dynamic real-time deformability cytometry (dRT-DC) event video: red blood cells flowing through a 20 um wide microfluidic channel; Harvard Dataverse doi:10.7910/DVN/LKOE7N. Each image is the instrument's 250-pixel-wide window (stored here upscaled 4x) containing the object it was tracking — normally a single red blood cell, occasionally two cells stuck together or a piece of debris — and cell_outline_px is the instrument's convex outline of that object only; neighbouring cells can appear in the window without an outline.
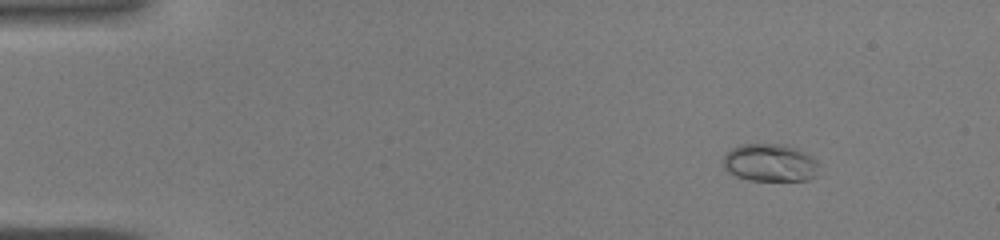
{"species": "common noctule bat (a hibernating species)", "species_latin": "Nyctalus noctula", "temperature_condition": "warm", "stored_images_in_passage": 33, "camera_frame_rate_fps": 3000, "um_per_image_px": 0.085, "animal": {"sex": "male", "body_mass_g": 19.0, "forearm_length_mm": 50.8}, "frame": {"image": 1, "passage_image": 6, "time_ms": 1.667, "image_size_px": [1000, 240], "cell_outline_px": [[820, 164], [816, 176], [808, 180], [752, 180], [736, 176], [728, 172], [724, 168], [724, 156], [732, 148], [740, 144], [788, 144], [800, 148], [812, 156]], "centroid_in_image_um": [65.51, 13.82], "position_along_channel_um": 19.5, "area_um2": 21.33}}
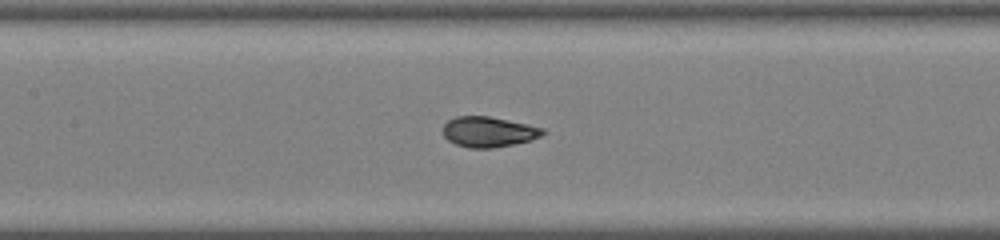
{"frame": {"image": 2, "passage_image": 22, "time_ms": 7.0, "image_size_px": [1000, 240], "cell_outline_px": [[548, 132], [532, 140], [492, 148], [468, 148], [456, 144], [448, 140], [444, 136], [444, 124], [448, 120], [456, 116], [488, 116], [528, 124], [544, 128]], "centroid_in_image_um": [41.55, 11.2], "position_along_channel_um": 165.9, "area_um2": 17.69}}
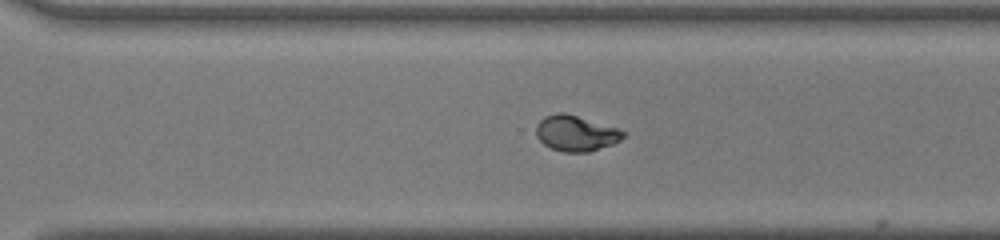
{"frame": {"image": 3, "passage_image": 32, "time_ms": 10.333, "image_size_px": [1000, 240], "cell_outline_px": [[624, 136], [620, 140], [612, 144], [588, 152], [564, 152], [552, 148], [544, 144], [536, 136], [536, 124], [544, 116], [556, 112], [564, 112], [616, 128], [624, 132]], "centroid_in_image_um": [48.9, 11.32], "position_along_channel_um": 321.7, "area_um2": 17.86}}